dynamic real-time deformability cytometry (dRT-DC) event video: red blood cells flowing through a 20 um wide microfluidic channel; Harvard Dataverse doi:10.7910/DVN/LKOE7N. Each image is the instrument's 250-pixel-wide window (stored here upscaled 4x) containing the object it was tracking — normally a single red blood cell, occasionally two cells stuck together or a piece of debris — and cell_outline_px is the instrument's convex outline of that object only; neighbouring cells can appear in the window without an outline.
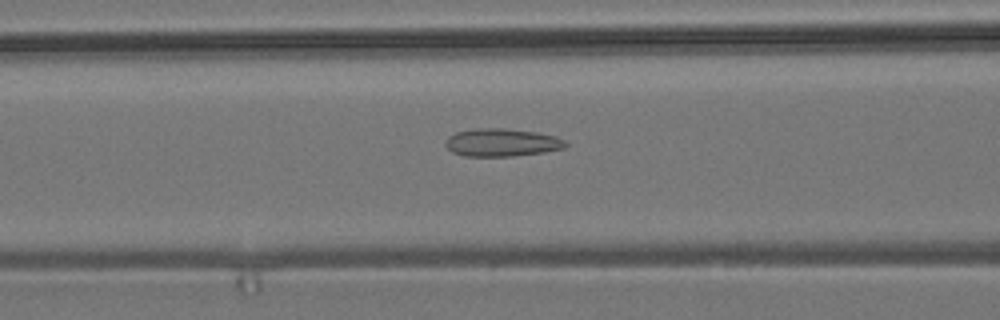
{"species": "common noctule bat (a hibernating species)", "species_latin": "Nyctalus noctula", "temperature_condition": "room temperature", "stored_images_in_passage": 37, "camera_frame_rate_fps": 3000, "um_per_image_px": 0.085, "animal": {"sex": "male", "body_mass_g": 19.2, "forearm_length_mm": 51.8}, "frame": {"image": 1, "passage_image": 15, "time_ms": 4.667, "image_size_px": [1000, 320], "cell_outline_px": [[568, 144], [564, 148], [544, 152], [512, 156], [464, 156], [452, 152], [444, 144], [444, 140], [448, 136], [456, 132], [480, 128], [504, 128], [536, 132], [556, 136], [564, 140]], "centroid_in_image_um": [42.63, 12.11], "position_along_channel_um": 124.0, "area_um2": 19.54}}
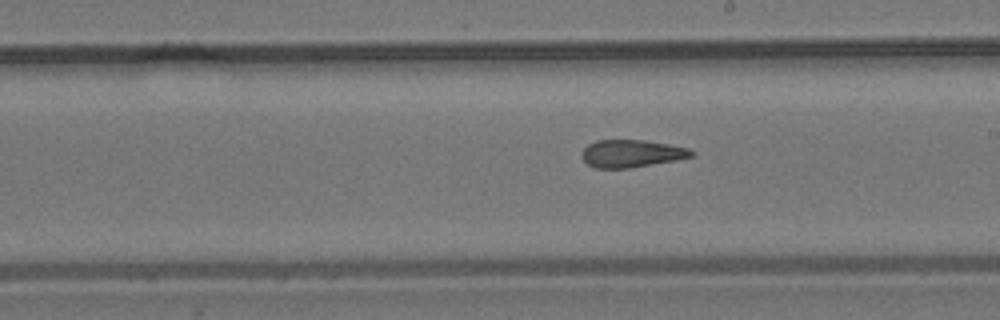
{"frame": {"image": 2, "passage_image": 24, "time_ms": 7.667, "image_size_px": [1000, 320], "cell_outline_px": [[696, 156], [676, 160], [632, 168], [596, 168], [588, 164], [580, 156], [580, 152], [588, 144], [596, 140], [644, 140], [668, 144], [688, 148], [696, 152]], "centroid_in_image_um": [53.69, 13.05], "position_along_channel_um": 235.3, "area_um2": 17.8}}
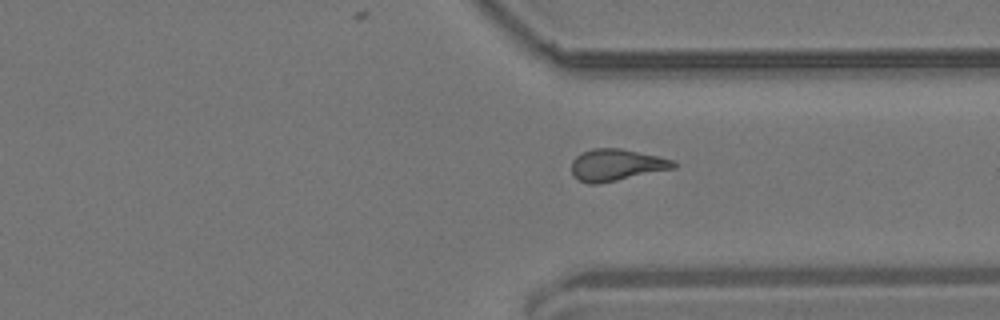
{"frame": {"image": 3, "passage_image": 34, "time_ms": 11.0, "image_size_px": [1000, 320], "cell_outline_px": [[676, 168], [596, 184], [588, 184], [572, 176], [572, 160], [580, 152], [592, 148], [620, 148], [656, 156], [672, 160], [676, 164]], "centroid_in_image_um": [52.34, 14.01], "position_along_channel_um": 359.1, "area_um2": 18.73}}